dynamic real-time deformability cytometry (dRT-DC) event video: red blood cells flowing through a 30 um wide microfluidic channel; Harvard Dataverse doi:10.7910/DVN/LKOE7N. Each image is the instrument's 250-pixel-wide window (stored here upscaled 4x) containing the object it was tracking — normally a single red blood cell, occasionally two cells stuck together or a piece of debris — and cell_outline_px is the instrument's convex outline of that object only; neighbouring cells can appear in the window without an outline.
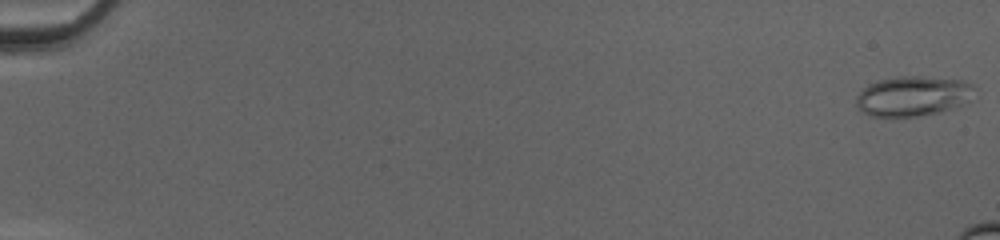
{"species": "common noctule bat (a hibernating species)", "species_latin": "Nyctalus noctula", "temperature_condition": "cold", "stored_images_in_passage": 46, "camera_frame_rate_fps": 3000, "um_per_image_px": 0.085, "animal": {"sex": "female", "body_mass_g": 20.0, "forearm_length_mm": 54.0}, "frame": {"image": 1, "passage_image": 1, "time_ms": 0.0, "image_size_px": [1000, 240], "cell_outline_px": [[976, 88], [968, 100], [964, 104], [952, 108], [936, 112], [916, 116], [868, 116], [856, 104], [856, 96], [868, 84], [876, 80], [900, 76], [920, 76], [964, 80], [972, 84]], "centroid_in_image_um": [77.59, 8.14], "position_along_channel_um": 7.4, "area_um2": 27.46}}
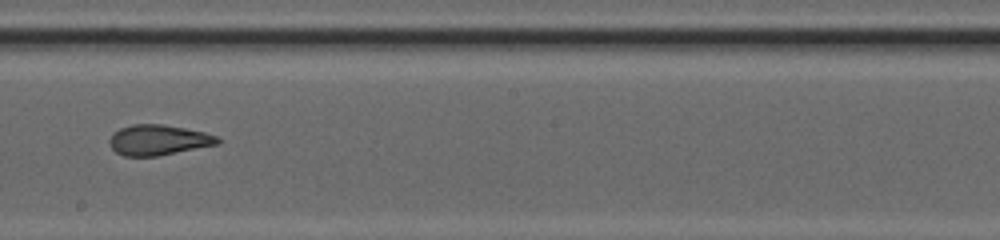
{"frame": {"image": 2, "passage_image": 31, "time_ms": 10.0, "image_size_px": [1000, 240], "cell_outline_px": [[220, 144], [156, 156], [124, 156], [116, 152], [112, 148], [108, 140], [120, 128], [132, 124], [160, 124], [184, 128], [204, 132], [216, 136], [220, 140]], "centroid_in_image_um": [13.47, 11.9], "position_along_channel_um": 234.7, "area_um2": 18.96}}
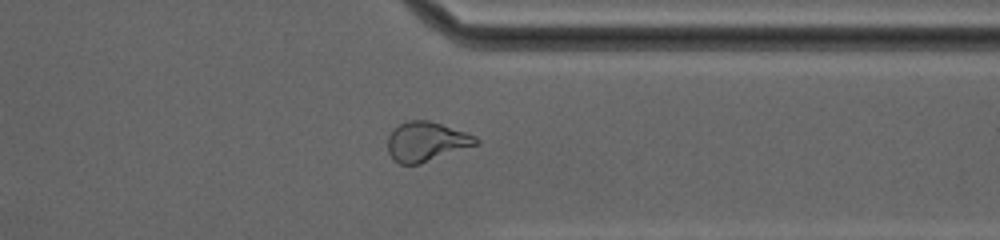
{"frame": {"image": 3, "passage_image": 41, "time_ms": 13.333, "image_size_px": [1000, 240], "cell_outline_px": [[480, 144], [420, 164], [400, 164], [392, 160], [388, 152], [388, 136], [392, 128], [408, 120], [428, 120], [476, 136], [480, 140]], "centroid_in_image_um": [36.22, 12.05], "position_along_channel_um": 375.2, "area_um2": 20.46}}